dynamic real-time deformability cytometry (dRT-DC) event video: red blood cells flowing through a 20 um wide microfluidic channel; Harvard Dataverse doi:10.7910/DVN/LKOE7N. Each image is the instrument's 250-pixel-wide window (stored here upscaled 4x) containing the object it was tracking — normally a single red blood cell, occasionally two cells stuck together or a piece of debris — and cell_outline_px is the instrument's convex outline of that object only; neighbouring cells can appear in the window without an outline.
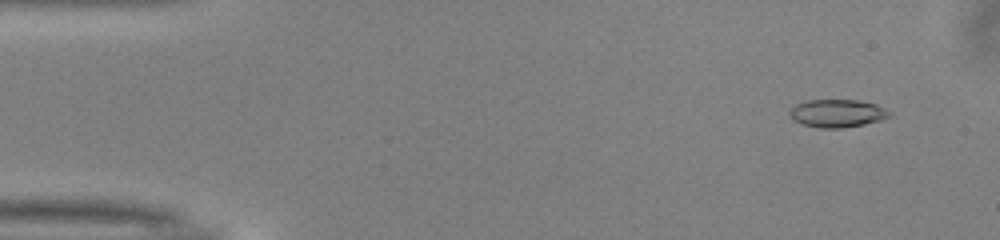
{"species": "common noctule bat (a hibernating species)", "species_latin": "Nyctalus noctula", "temperature_condition": "warm", "stored_images_in_passage": 51, "camera_frame_rate_fps": 3000, "um_per_image_px": 0.085, "animal": {"sex": "male", "body_mass_g": 13.0, "forearm_length_mm": 53.1}, "frame": {"image": 1, "passage_image": 4, "time_ms": 1.0, "image_size_px": [1000, 240], "cell_outline_px": [[892, 116], [880, 120], [864, 124], [840, 128], [820, 128], [800, 124], [792, 120], [788, 112], [796, 104], [808, 100], [860, 100], [876, 104], [892, 112]], "centroid_in_image_um": [71.16, 9.63], "position_along_channel_um": 13.8, "area_um2": 16.36}}
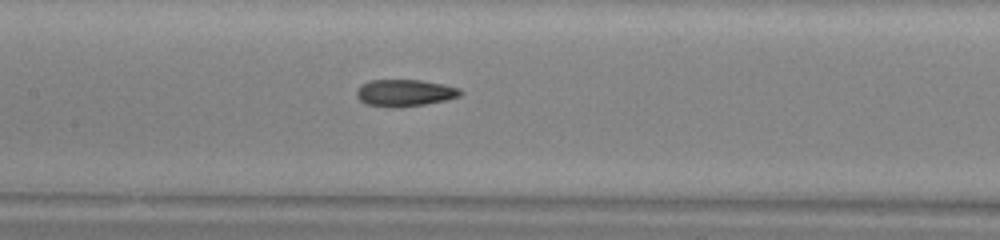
{"frame": {"image": 2, "passage_image": 24, "time_ms": 7.667, "image_size_px": [1000, 240], "cell_outline_px": [[464, 92], [460, 96], [444, 100], [424, 104], [396, 108], [392, 108], [368, 104], [360, 100], [356, 96], [356, 88], [360, 84], [368, 80], [420, 80], [444, 84], [460, 88]], "centroid_in_image_um": [34.38, 7.88], "position_along_channel_um": 173.0, "area_um2": 16.42}}
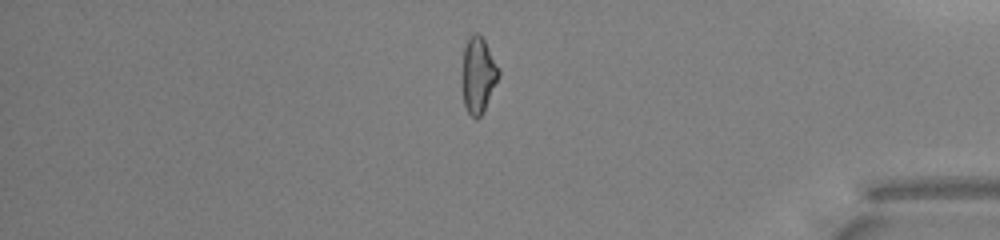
{"frame": {"image": 3, "passage_image": 43, "time_ms": 14.0, "image_size_px": [1000, 240], "cell_outline_px": [[500, 76], [484, 112], [476, 120], [468, 112], [464, 104], [460, 84], [460, 80], [464, 48], [468, 40], [476, 32], [480, 32], [500, 68]], "centroid_in_image_um": [40.64, 6.4], "position_along_channel_um": 394.6, "area_um2": 16.76}, "authors_computed_cell_mechanics": {"area_um2": 16.4152, "velocity_mm_per_s": 4.0327, "shape_relaxation_time_tau1_ms": 7.7141, "shape_relaxation_time_tau2_ms": 2.7272, "deformation_change_tau1": 0.1987, "deformation_change_tau2": 0.0982}}